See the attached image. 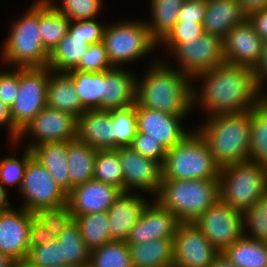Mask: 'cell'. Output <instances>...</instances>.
Wrapping results in <instances>:
<instances>
[{
    "instance_id": "6da1fadb",
    "label": "cell",
    "mask_w": 267,
    "mask_h": 267,
    "mask_svg": "<svg viewBox=\"0 0 267 267\" xmlns=\"http://www.w3.org/2000/svg\"><path fill=\"white\" fill-rule=\"evenodd\" d=\"M193 78L203 81L201 89L193 86V107L200 103L208 117L248 112L261 102L253 68L224 63Z\"/></svg>"
},
{
    "instance_id": "7a4b0ae2",
    "label": "cell",
    "mask_w": 267,
    "mask_h": 267,
    "mask_svg": "<svg viewBox=\"0 0 267 267\" xmlns=\"http://www.w3.org/2000/svg\"><path fill=\"white\" fill-rule=\"evenodd\" d=\"M149 67L140 82L136 80V103L172 115H188L193 109L191 77L161 61Z\"/></svg>"
},
{
    "instance_id": "3957f363",
    "label": "cell",
    "mask_w": 267,
    "mask_h": 267,
    "mask_svg": "<svg viewBox=\"0 0 267 267\" xmlns=\"http://www.w3.org/2000/svg\"><path fill=\"white\" fill-rule=\"evenodd\" d=\"M250 120L251 110L215 115L197 129L220 168L250 160Z\"/></svg>"
},
{
    "instance_id": "277c9868",
    "label": "cell",
    "mask_w": 267,
    "mask_h": 267,
    "mask_svg": "<svg viewBox=\"0 0 267 267\" xmlns=\"http://www.w3.org/2000/svg\"><path fill=\"white\" fill-rule=\"evenodd\" d=\"M154 199L180 222H194L219 199V180H162Z\"/></svg>"
},
{
    "instance_id": "5b68a950",
    "label": "cell",
    "mask_w": 267,
    "mask_h": 267,
    "mask_svg": "<svg viewBox=\"0 0 267 267\" xmlns=\"http://www.w3.org/2000/svg\"><path fill=\"white\" fill-rule=\"evenodd\" d=\"M220 167L197 130L189 133L173 148L166 150L162 180H218Z\"/></svg>"
},
{
    "instance_id": "8992f818",
    "label": "cell",
    "mask_w": 267,
    "mask_h": 267,
    "mask_svg": "<svg viewBox=\"0 0 267 267\" xmlns=\"http://www.w3.org/2000/svg\"><path fill=\"white\" fill-rule=\"evenodd\" d=\"M15 21L4 41L2 60L18 68L46 67L49 53L44 49L39 26V0Z\"/></svg>"
},
{
    "instance_id": "52a82bcc",
    "label": "cell",
    "mask_w": 267,
    "mask_h": 267,
    "mask_svg": "<svg viewBox=\"0 0 267 267\" xmlns=\"http://www.w3.org/2000/svg\"><path fill=\"white\" fill-rule=\"evenodd\" d=\"M219 199L241 212L267 193V168L252 160L220 168Z\"/></svg>"
},
{
    "instance_id": "ba28073f",
    "label": "cell",
    "mask_w": 267,
    "mask_h": 267,
    "mask_svg": "<svg viewBox=\"0 0 267 267\" xmlns=\"http://www.w3.org/2000/svg\"><path fill=\"white\" fill-rule=\"evenodd\" d=\"M103 43L112 66L118 68L150 54L158 45L143 20L107 24Z\"/></svg>"
},
{
    "instance_id": "9c48e42d",
    "label": "cell",
    "mask_w": 267,
    "mask_h": 267,
    "mask_svg": "<svg viewBox=\"0 0 267 267\" xmlns=\"http://www.w3.org/2000/svg\"><path fill=\"white\" fill-rule=\"evenodd\" d=\"M106 25L95 19L71 21L68 33L49 54L47 66L53 72H67L80 62L90 44L103 42Z\"/></svg>"
},
{
    "instance_id": "30bf717a",
    "label": "cell",
    "mask_w": 267,
    "mask_h": 267,
    "mask_svg": "<svg viewBox=\"0 0 267 267\" xmlns=\"http://www.w3.org/2000/svg\"><path fill=\"white\" fill-rule=\"evenodd\" d=\"M46 67L19 68L18 96L10 108L13 125L21 131L46 107L50 73Z\"/></svg>"
},
{
    "instance_id": "8fae6325",
    "label": "cell",
    "mask_w": 267,
    "mask_h": 267,
    "mask_svg": "<svg viewBox=\"0 0 267 267\" xmlns=\"http://www.w3.org/2000/svg\"><path fill=\"white\" fill-rule=\"evenodd\" d=\"M22 208L34 213L67 203V193L57 184L46 168L32 157L26 166L21 188Z\"/></svg>"
},
{
    "instance_id": "7c38bea8",
    "label": "cell",
    "mask_w": 267,
    "mask_h": 267,
    "mask_svg": "<svg viewBox=\"0 0 267 267\" xmlns=\"http://www.w3.org/2000/svg\"><path fill=\"white\" fill-rule=\"evenodd\" d=\"M194 223L220 253L244 236L242 212L231 208L220 199Z\"/></svg>"
},
{
    "instance_id": "4fadbf2b",
    "label": "cell",
    "mask_w": 267,
    "mask_h": 267,
    "mask_svg": "<svg viewBox=\"0 0 267 267\" xmlns=\"http://www.w3.org/2000/svg\"><path fill=\"white\" fill-rule=\"evenodd\" d=\"M169 54L176 56L179 70L192 79L201 72L225 63L223 39L207 33L178 44Z\"/></svg>"
},
{
    "instance_id": "5bb4252c",
    "label": "cell",
    "mask_w": 267,
    "mask_h": 267,
    "mask_svg": "<svg viewBox=\"0 0 267 267\" xmlns=\"http://www.w3.org/2000/svg\"><path fill=\"white\" fill-rule=\"evenodd\" d=\"M28 135L34 137L24 146L30 150L42 143L72 141L77 138V118L46 106L20 131L16 143Z\"/></svg>"
},
{
    "instance_id": "9a60e30c",
    "label": "cell",
    "mask_w": 267,
    "mask_h": 267,
    "mask_svg": "<svg viewBox=\"0 0 267 267\" xmlns=\"http://www.w3.org/2000/svg\"><path fill=\"white\" fill-rule=\"evenodd\" d=\"M173 247V267H210L220 254L194 222H180Z\"/></svg>"
},
{
    "instance_id": "2e32d148",
    "label": "cell",
    "mask_w": 267,
    "mask_h": 267,
    "mask_svg": "<svg viewBox=\"0 0 267 267\" xmlns=\"http://www.w3.org/2000/svg\"><path fill=\"white\" fill-rule=\"evenodd\" d=\"M116 150L122 165L123 192L139 189L142 192L152 193L155 197L163 179L162 164L142 156L130 146L119 147Z\"/></svg>"
},
{
    "instance_id": "e0dca14e",
    "label": "cell",
    "mask_w": 267,
    "mask_h": 267,
    "mask_svg": "<svg viewBox=\"0 0 267 267\" xmlns=\"http://www.w3.org/2000/svg\"><path fill=\"white\" fill-rule=\"evenodd\" d=\"M33 213L20 207L0 212V252L16 264L25 261L30 248Z\"/></svg>"
},
{
    "instance_id": "ac0fdd59",
    "label": "cell",
    "mask_w": 267,
    "mask_h": 267,
    "mask_svg": "<svg viewBox=\"0 0 267 267\" xmlns=\"http://www.w3.org/2000/svg\"><path fill=\"white\" fill-rule=\"evenodd\" d=\"M265 41L246 18L232 27L223 39L225 63L255 68L260 60Z\"/></svg>"
},
{
    "instance_id": "d6986e66",
    "label": "cell",
    "mask_w": 267,
    "mask_h": 267,
    "mask_svg": "<svg viewBox=\"0 0 267 267\" xmlns=\"http://www.w3.org/2000/svg\"><path fill=\"white\" fill-rule=\"evenodd\" d=\"M135 105L138 133L147 134L148 138L156 140L166 150L173 148L192 132L186 131L181 125L185 117L141 107L137 103Z\"/></svg>"
},
{
    "instance_id": "ffe728a7",
    "label": "cell",
    "mask_w": 267,
    "mask_h": 267,
    "mask_svg": "<svg viewBox=\"0 0 267 267\" xmlns=\"http://www.w3.org/2000/svg\"><path fill=\"white\" fill-rule=\"evenodd\" d=\"M154 201V202H153ZM148 203L137 223L130 230L126 244H138L154 239L174 238L180 221L155 199Z\"/></svg>"
},
{
    "instance_id": "44dd1931",
    "label": "cell",
    "mask_w": 267,
    "mask_h": 267,
    "mask_svg": "<svg viewBox=\"0 0 267 267\" xmlns=\"http://www.w3.org/2000/svg\"><path fill=\"white\" fill-rule=\"evenodd\" d=\"M122 191L97 180H90L74 187L67 194V204L73 216L108 211Z\"/></svg>"
},
{
    "instance_id": "7402d4cb",
    "label": "cell",
    "mask_w": 267,
    "mask_h": 267,
    "mask_svg": "<svg viewBox=\"0 0 267 267\" xmlns=\"http://www.w3.org/2000/svg\"><path fill=\"white\" fill-rule=\"evenodd\" d=\"M142 195L121 192L108 209L109 235L112 240L125 241L148 205Z\"/></svg>"
},
{
    "instance_id": "603a6c76",
    "label": "cell",
    "mask_w": 267,
    "mask_h": 267,
    "mask_svg": "<svg viewBox=\"0 0 267 267\" xmlns=\"http://www.w3.org/2000/svg\"><path fill=\"white\" fill-rule=\"evenodd\" d=\"M77 139L97 150L114 149L110 110H86L77 118Z\"/></svg>"
},
{
    "instance_id": "cb8c5ba5",
    "label": "cell",
    "mask_w": 267,
    "mask_h": 267,
    "mask_svg": "<svg viewBox=\"0 0 267 267\" xmlns=\"http://www.w3.org/2000/svg\"><path fill=\"white\" fill-rule=\"evenodd\" d=\"M137 78L123 67L103 72V110L126 108L136 103Z\"/></svg>"
},
{
    "instance_id": "d4e9b609",
    "label": "cell",
    "mask_w": 267,
    "mask_h": 267,
    "mask_svg": "<svg viewBox=\"0 0 267 267\" xmlns=\"http://www.w3.org/2000/svg\"><path fill=\"white\" fill-rule=\"evenodd\" d=\"M246 18L238 0H206L203 30L204 33L224 39L232 27Z\"/></svg>"
},
{
    "instance_id": "484cf974",
    "label": "cell",
    "mask_w": 267,
    "mask_h": 267,
    "mask_svg": "<svg viewBox=\"0 0 267 267\" xmlns=\"http://www.w3.org/2000/svg\"><path fill=\"white\" fill-rule=\"evenodd\" d=\"M46 105L52 109L72 114L76 118L86 111L80 103L72 78L66 72L50 73Z\"/></svg>"
},
{
    "instance_id": "4316f807",
    "label": "cell",
    "mask_w": 267,
    "mask_h": 267,
    "mask_svg": "<svg viewBox=\"0 0 267 267\" xmlns=\"http://www.w3.org/2000/svg\"><path fill=\"white\" fill-rule=\"evenodd\" d=\"M31 150L33 157L46 168L57 184L68 194L70 177L67 163V142L42 143L34 146Z\"/></svg>"
},
{
    "instance_id": "83f0119b",
    "label": "cell",
    "mask_w": 267,
    "mask_h": 267,
    "mask_svg": "<svg viewBox=\"0 0 267 267\" xmlns=\"http://www.w3.org/2000/svg\"><path fill=\"white\" fill-rule=\"evenodd\" d=\"M173 239L127 244L133 267H173Z\"/></svg>"
},
{
    "instance_id": "f1b7e54d",
    "label": "cell",
    "mask_w": 267,
    "mask_h": 267,
    "mask_svg": "<svg viewBox=\"0 0 267 267\" xmlns=\"http://www.w3.org/2000/svg\"><path fill=\"white\" fill-rule=\"evenodd\" d=\"M98 150L77 138L67 141V163L69 166L70 191L93 179L94 162Z\"/></svg>"
},
{
    "instance_id": "f546056e",
    "label": "cell",
    "mask_w": 267,
    "mask_h": 267,
    "mask_svg": "<svg viewBox=\"0 0 267 267\" xmlns=\"http://www.w3.org/2000/svg\"><path fill=\"white\" fill-rule=\"evenodd\" d=\"M221 254L237 267H267V241L242 237Z\"/></svg>"
},
{
    "instance_id": "4dcf8cb0",
    "label": "cell",
    "mask_w": 267,
    "mask_h": 267,
    "mask_svg": "<svg viewBox=\"0 0 267 267\" xmlns=\"http://www.w3.org/2000/svg\"><path fill=\"white\" fill-rule=\"evenodd\" d=\"M71 21L47 0H39V26L44 49L50 54L68 33Z\"/></svg>"
},
{
    "instance_id": "1f68e13d",
    "label": "cell",
    "mask_w": 267,
    "mask_h": 267,
    "mask_svg": "<svg viewBox=\"0 0 267 267\" xmlns=\"http://www.w3.org/2000/svg\"><path fill=\"white\" fill-rule=\"evenodd\" d=\"M75 91L85 110H103V72L69 70Z\"/></svg>"
},
{
    "instance_id": "d6a6232c",
    "label": "cell",
    "mask_w": 267,
    "mask_h": 267,
    "mask_svg": "<svg viewBox=\"0 0 267 267\" xmlns=\"http://www.w3.org/2000/svg\"><path fill=\"white\" fill-rule=\"evenodd\" d=\"M185 0H150L152 18L147 21L151 38L159 44L177 22V15Z\"/></svg>"
},
{
    "instance_id": "836d02e7",
    "label": "cell",
    "mask_w": 267,
    "mask_h": 267,
    "mask_svg": "<svg viewBox=\"0 0 267 267\" xmlns=\"http://www.w3.org/2000/svg\"><path fill=\"white\" fill-rule=\"evenodd\" d=\"M61 243L64 264L73 267L89 265L90 251L86 248L76 221L73 219L57 236Z\"/></svg>"
},
{
    "instance_id": "e575fe53",
    "label": "cell",
    "mask_w": 267,
    "mask_h": 267,
    "mask_svg": "<svg viewBox=\"0 0 267 267\" xmlns=\"http://www.w3.org/2000/svg\"><path fill=\"white\" fill-rule=\"evenodd\" d=\"M79 226L86 248L91 252L111 241L107 211L73 216Z\"/></svg>"
},
{
    "instance_id": "d590c367",
    "label": "cell",
    "mask_w": 267,
    "mask_h": 267,
    "mask_svg": "<svg viewBox=\"0 0 267 267\" xmlns=\"http://www.w3.org/2000/svg\"><path fill=\"white\" fill-rule=\"evenodd\" d=\"M250 160L267 168V108L261 102L251 109Z\"/></svg>"
},
{
    "instance_id": "8d00e7d4",
    "label": "cell",
    "mask_w": 267,
    "mask_h": 267,
    "mask_svg": "<svg viewBox=\"0 0 267 267\" xmlns=\"http://www.w3.org/2000/svg\"><path fill=\"white\" fill-rule=\"evenodd\" d=\"M90 267H133L128 245L122 240H111L90 252Z\"/></svg>"
},
{
    "instance_id": "74e56055",
    "label": "cell",
    "mask_w": 267,
    "mask_h": 267,
    "mask_svg": "<svg viewBox=\"0 0 267 267\" xmlns=\"http://www.w3.org/2000/svg\"><path fill=\"white\" fill-rule=\"evenodd\" d=\"M93 179L111 184L123 192L122 165L116 149L98 150L94 162Z\"/></svg>"
},
{
    "instance_id": "f35d334b",
    "label": "cell",
    "mask_w": 267,
    "mask_h": 267,
    "mask_svg": "<svg viewBox=\"0 0 267 267\" xmlns=\"http://www.w3.org/2000/svg\"><path fill=\"white\" fill-rule=\"evenodd\" d=\"M114 130V149L131 146L138 132L136 105L110 110Z\"/></svg>"
},
{
    "instance_id": "ab89813d",
    "label": "cell",
    "mask_w": 267,
    "mask_h": 267,
    "mask_svg": "<svg viewBox=\"0 0 267 267\" xmlns=\"http://www.w3.org/2000/svg\"><path fill=\"white\" fill-rule=\"evenodd\" d=\"M244 237L267 241V193L242 212ZM247 228H250L247 235ZM246 232V233H245Z\"/></svg>"
},
{
    "instance_id": "60d3db41",
    "label": "cell",
    "mask_w": 267,
    "mask_h": 267,
    "mask_svg": "<svg viewBox=\"0 0 267 267\" xmlns=\"http://www.w3.org/2000/svg\"><path fill=\"white\" fill-rule=\"evenodd\" d=\"M22 154L21 159L15 157L16 153L14 156L0 158V183L5 188L7 185L10 187L17 185L19 189L21 188L26 166L33 157L32 150L28 148H25Z\"/></svg>"
},
{
    "instance_id": "b9f144b4",
    "label": "cell",
    "mask_w": 267,
    "mask_h": 267,
    "mask_svg": "<svg viewBox=\"0 0 267 267\" xmlns=\"http://www.w3.org/2000/svg\"><path fill=\"white\" fill-rule=\"evenodd\" d=\"M47 1L70 21L95 19L103 7L102 0H62L58 6L52 0Z\"/></svg>"
},
{
    "instance_id": "7bdbcfd3",
    "label": "cell",
    "mask_w": 267,
    "mask_h": 267,
    "mask_svg": "<svg viewBox=\"0 0 267 267\" xmlns=\"http://www.w3.org/2000/svg\"><path fill=\"white\" fill-rule=\"evenodd\" d=\"M24 263L30 267H50L64 264L61 243L55 239L44 245L30 247Z\"/></svg>"
},
{
    "instance_id": "ee69618b",
    "label": "cell",
    "mask_w": 267,
    "mask_h": 267,
    "mask_svg": "<svg viewBox=\"0 0 267 267\" xmlns=\"http://www.w3.org/2000/svg\"><path fill=\"white\" fill-rule=\"evenodd\" d=\"M112 68L114 67L109 60L105 45L103 42H100L90 44L79 64L72 70L99 73Z\"/></svg>"
},
{
    "instance_id": "f6af8a7d",
    "label": "cell",
    "mask_w": 267,
    "mask_h": 267,
    "mask_svg": "<svg viewBox=\"0 0 267 267\" xmlns=\"http://www.w3.org/2000/svg\"><path fill=\"white\" fill-rule=\"evenodd\" d=\"M33 214L56 236L74 219L67 203L58 207L38 209Z\"/></svg>"
},
{
    "instance_id": "bcb514c9",
    "label": "cell",
    "mask_w": 267,
    "mask_h": 267,
    "mask_svg": "<svg viewBox=\"0 0 267 267\" xmlns=\"http://www.w3.org/2000/svg\"><path fill=\"white\" fill-rule=\"evenodd\" d=\"M204 34L202 22L177 21L172 30L160 42L169 53L180 43Z\"/></svg>"
},
{
    "instance_id": "7dc6e473",
    "label": "cell",
    "mask_w": 267,
    "mask_h": 267,
    "mask_svg": "<svg viewBox=\"0 0 267 267\" xmlns=\"http://www.w3.org/2000/svg\"><path fill=\"white\" fill-rule=\"evenodd\" d=\"M130 147L144 157L154 159L161 164L164 162L166 149L156 140L148 138L147 134L137 132Z\"/></svg>"
},
{
    "instance_id": "c3c4849f",
    "label": "cell",
    "mask_w": 267,
    "mask_h": 267,
    "mask_svg": "<svg viewBox=\"0 0 267 267\" xmlns=\"http://www.w3.org/2000/svg\"><path fill=\"white\" fill-rule=\"evenodd\" d=\"M15 70L0 72V100L9 108L18 96L19 88V68Z\"/></svg>"
},
{
    "instance_id": "681fc988",
    "label": "cell",
    "mask_w": 267,
    "mask_h": 267,
    "mask_svg": "<svg viewBox=\"0 0 267 267\" xmlns=\"http://www.w3.org/2000/svg\"><path fill=\"white\" fill-rule=\"evenodd\" d=\"M206 0H185L177 15V21L203 22Z\"/></svg>"
},
{
    "instance_id": "f907efd6",
    "label": "cell",
    "mask_w": 267,
    "mask_h": 267,
    "mask_svg": "<svg viewBox=\"0 0 267 267\" xmlns=\"http://www.w3.org/2000/svg\"><path fill=\"white\" fill-rule=\"evenodd\" d=\"M30 247L44 245L55 239L57 236L54 235L46 225L42 224L33 214V219L30 226Z\"/></svg>"
},
{
    "instance_id": "816d5d0a",
    "label": "cell",
    "mask_w": 267,
    "mask_h": 267,
    "mask_svg": "<svg viewBox=\"0 0 267 267\" xmlns=\"http://www.w3.org/2000/svg\"><path fill=\"white\" fill-rule=\"evenodd\" d=\"M247 19L264 40L267 38V8L251 13Z\"/></svg>"
},
{
    "instance_id": "f5cc1de1",
    "label": "cell",
    "mask_w": 267,
    "mask_h": 267,
    "mask_svg": "<svg viewBox=\"0 0 267 267\" xmlns=\"http://www.w3.org/2000/svg\"><path fill=\"white\" fill-rule=\"evenodd\" d=\"M9 132L11 141L16 143L20 131L13 125V121L10 114V108L0 100V126L5 125Z\"/></svg>"
},
{
    "instance_id": "db71d44e",
    "label": "cell",
    "mask_w": 267,
    "mask_h": 267,
    "mask_svg": "<svg viewBox=\"0 0 267 267\" xmlns=\"http://www.w3.org/2000/svg\"><path fill=\"white\" fill-rule=\"evenodd\" d=\"M257 84L262 89L263 83L267 82V46L263 47L260 60L254 68Z\"/></svg>"
},
{
    "instance_id": "11a10c76",
    "label": "cell",
    "mask_w": 267,
    "mask_h": 267,
    "mask_svg": "<svg viewBox=\"0 0 267 267\" xmlns=\"http://www.w3.org/2000/svg\"><path fill=\"white\" fill-rule=\"evenodd\" d=\"M241 10L248 17L251 13L266 9L267 0H238Z\"/></svg>"
},
{
    "instance_id": "9f6ffc18",
    "label": "cell",
    "mask_w": 267,
    "mask_h": 267,
    "mask_svg": "<svg viewBox=\"0 0 267 267\" xmlns=\"http://www.w3.org/2000/svg\"><path fill=\"white\" fill-rule=\"evenodd\" d=\"M8 190L0 183V212L11 209V203L8 201Z\"/></svg>"
},
{
    "instance_id": "6f0895ef",
    "label": "cell",
    "mask_w": 267,
    "mask_h": 267,
    "mask_svg": "<svg viewBox=\"0 0 267 267\" xmlns=\"http://www.w3.org/2000/svg\"><path fill=\"white\" fill-rule=\"evenodd\" d=\"M210 267H237L229 262L221 253L214 259Z\"/></svg>"
},
{
    "instance_id": "680465c9",
    "label": "cell",
    "mask_w": 267,
    "mask_h": 267,
    "mask_svg": "<svg viewBox=\"0 0 267 267\" xmlns=\"http://www.w3.org/2000/svg\"><path fill=\"white\" fill-rule=\"evenodd\" d=\"M15 265L12 259L0 252V267H15Z\"/></svg>"
},
{
    "instance_id": "91938a15",
    "label": "cell",
    "mask_w": 267,
    "mask_h": 267,
    "mask_svg": "<svg viewBox=\"0 0 267 267\" xmlns=\"http://www.w3.org/2000/svg\"><path fill=\"white\" fill-rule=\"evenodd\" d=\"M261 92V103L267 108V92Z\"/></svg>"
},
{
    "instance_id": "94428289",
    "label": "cell",
    "mask_w": 267,
    "mask_h": 267,
    "mask_svg": "<svg viewBox=\"0 0 267 267\" xmlns=\"http://www.w3.org/2000/svg\"><path fill=\"white\" fill-rule=\"evenodd\" d=\"M50 267H73V266H69V265H65V264H58V265H52Z\"/></svg>"
},
{
    "instance_id": "6125c7cd",
    "label": "cell",
    "mask_w": 267,
    "mask_h": 267,
    "mask_svg": "<svg viewBox=\"0 0 267 267\" xmlns=\"http://www.w3.org/2000/svg\"><path fill=\"white\" fill-rule=\"evenodd\" d=\"M15 267H30L28 265H26L24 262L16 264Z\"/></svg>"
},
{
    "instance_id": "be15d7a7",
    "label": "cell",
    "mask_w": 267,
    "mask_h": 267,
    "mask_svg": "<svg viewBox=\"0 0 267 267\" xmlns=\"http://www.w3.org/2000/svg\"><path fill=\"white\" fill-rule=\"evenodd\" d=\"M264 41H265V44H264V46H267V38H266Z\"/></svg>"
}]
</instances>
